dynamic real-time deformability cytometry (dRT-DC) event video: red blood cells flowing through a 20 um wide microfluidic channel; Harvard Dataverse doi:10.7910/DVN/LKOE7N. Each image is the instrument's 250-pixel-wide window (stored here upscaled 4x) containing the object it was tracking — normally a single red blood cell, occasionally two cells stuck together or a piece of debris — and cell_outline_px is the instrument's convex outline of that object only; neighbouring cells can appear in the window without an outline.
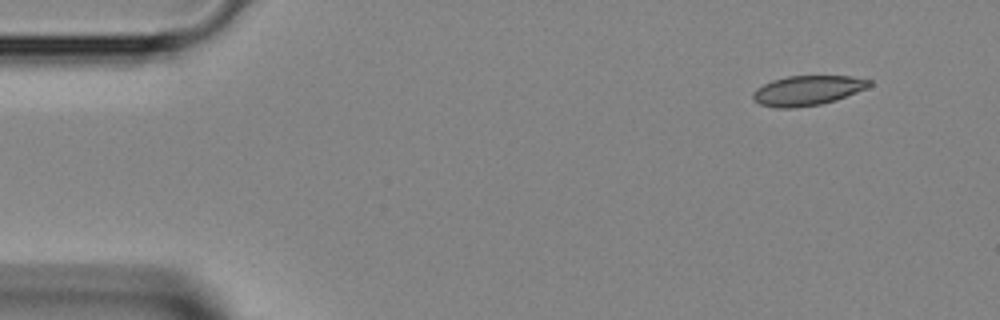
{"species": "Egyptian fruit bat (a non-hibernating species)", "species_latin": "Rousettus aegyptiacus", "temperature_condition": "room temperature", "stored_images_in_passage": 39, "camera_frame_rate_fps": 3000, "um_per_image_px": 0.085, "animal": {"sex": "female"}, "frame": {"image": 1, "passage_image": 1, "time_ms": 0.0, "image_size_px": [1000, 320], "cell_outline_px": [[872, 84], [864, 88], [836, 100], [820, 104], [796, 108], [776, 108], [760, 104], [752, 100], [752, 92], [756, 88], [772, 80], [788, 76], [852, 76], [872, 80]], "centroid_in_image_um": [68.58, 7.69], "position_along_channel_um": 16.4, "area_um2": 20.17}}
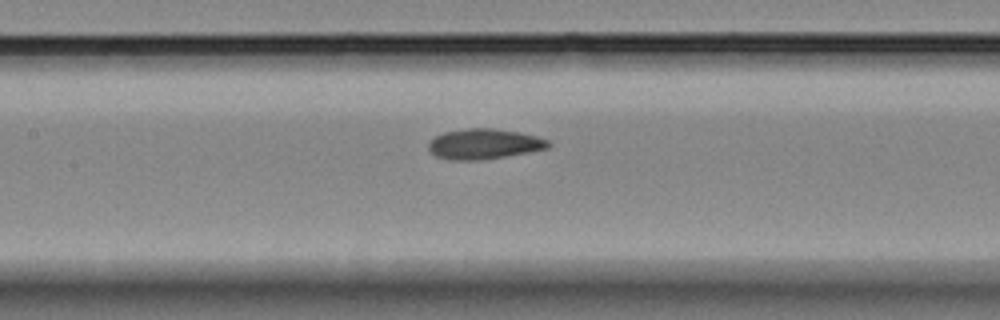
{"frame": {"image": 2, "passage_image": 17, "time_ms": 5.333, "image_size_px": [1000, 320], "cell_outline_px": [[552, 144], [548, 148], [528, 152], [480, 160], [448, 160], [436, 156], [428, 148], [428, 144], [436, 136], [444, 132], [468, 128], [492, 128], [520, 132], [536, 136], [548, 140]], "centroid_in_image_um": [41.15, 12.23], "position_along_channel_um": 166.2, "area_um2": 21.04}}
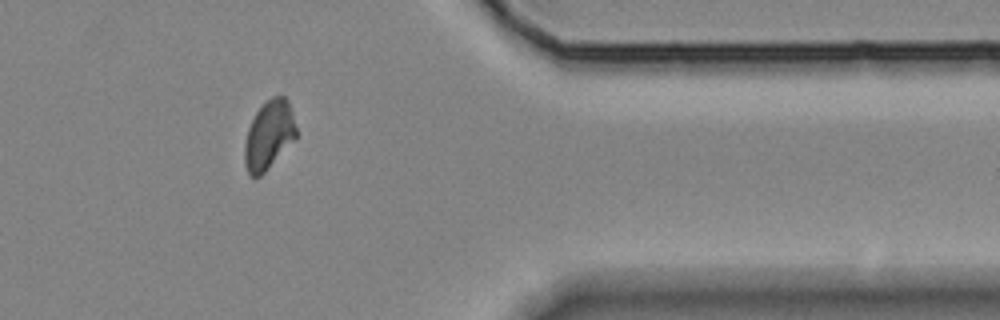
{"frame": {"image": 3, "passage_image": 33, "time_ms": 10.667, "image_size_px": [1000, 320], "cell_outline_px": [[296, 140], [256, 180], [248, 172], [244, 164], [244, 144], [248, 128], [256, 112], [272, 96], [284, 96], [288, 100], [292, 112], [296, 128]], "centroid_in_image_um": [22.86, 11.51], "position_along_channel_um": 388.5, "area_um2": 20.69}}